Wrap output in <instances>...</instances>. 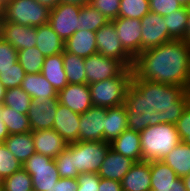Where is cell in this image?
Instances as JSON below:
<instances>
[{"instance_id": "obj_40", "label": "cell", "mask_w": 190, "mask_h": 191, "mask_svg": "<svg viewBox=\"0 0 190 191\" xmlns=\"http://www.w3.org/2000/svg\"><path fill=\"white\" fill-rule=\"evenodd\" d=\"M25 74V70L17 62L12 68L0 72V82L6 89L15 88L21 86Z\"/></svg>"}, {"instance_id": "obj_41", "label": "cell", "mask_w": 190, "mask_h": 191, "mask_svg": "<svg viewBox=\"0 0 190 191\" xmlns=\"http://www.w3.org/2000/svg\"><path fill=\"white\" fill-rule=\"evenodd\" d=\"M18 62V51L0 36V72Z\"/></svg>"}, {"instance_id": "obj_21", "label": "cell", "mask_w": 190, "mask_h": 191, "mask_svg": "<svg viewBox=\"0 0 190 191\" xmlns=\"http://www.w3.org/2000/svg\"><path fill=\"white\" fill-rule=\"evenodd\" d=\"M122 191H151L150 161L135 162L121 181Z\"/></svg>"}, {"instance_id": "obj_35", "label": "cell", "mask_w": 190, "mask_h": 191, "mask_svg": "<svg viewBox=\"0 0 190 191\" xmlns=\"http://www.w3.org/2000/svg\"><path fill=\"white\" fill-rule=\"evenodd\" d=\"M32 98L20 86L6 90L3 105L19 113L27 114Z\"/></svg>"}, {"instance_id": "obj_44", "label": "cell", "mask_w": 190, "mask_h": 191, "mask_svg": "<svg viewBox=\"0 0 190 191\" xmlns=\"http://www.w3.org/2000/svg\"><path fill=\"white\" fill-rule=\"evenodd\" d=\"M150 11L161 16H167L182 6L177 0H149Z\"/></svg>"}, {"instance_id": "obj_27", "label": "cell", "mask_w": 190, "mask_h": 191, "mask_svg": "<svg viewBox=\"0 0 190 191\" xmlns=\"http://www.w3.org/2000/svg\"><path fill=\"white\" fill-rule=\"evenodd\" d=\"M41 73L57 92L68 84L62 53L45 57Z\"/></svg>"}, {"instance_id": "obj_30", "label": "cell", "mask_w": 190, "mask_h": 191, "mask_svg": "<svg viewBox=\"0 0 190 191\" xmlns=\"http://www.w3.org/2000/svg\"><path fill=\"white\" fill-rule=\"evenodd\" d=\"M66 78L70 84H87L85 58L67 51L62 53Z\"/></svg>"}, {"instance_id": "obj_20", "label": "cell", "mask_w": 190, "mask_h": 191, "mask_svg": "<svg viewBox=\"0 0 190 191\" xmlns=\"http://www.w3.org/2000/svg\"><path fill=\"white\" fill-rule=\"evenodd\" d=\"M134 163L135 161L131 158L123 156L110 148L97 174L100 178L121 182Z\"/></svg>"}, {"instance_id": "obj_25", "label": "cell", "mask_w": 190, "mask_h": 191, "mask_svg": "<svg viewBox=\"0 0 190 191\" xmlns=\"http://www.w3.org/2000/svg\"><path fill=\"white\" fill-rule=\"evenodd\" d=\"M128 128L125 104L107 108L104 118V141L112 142Z\"/></svg>"}, {"instance_id": "obj_8", "label": "cell", "mask_w": 190, "mask_h": 191, "mask_svg": "<svg viewBox=\"0 0 190 191\" xmlns=\"http://www.w3.org/2000/svg\"><path fill=\"white\" fill-rule=\"evenodd\" d=\"M95 33L97 53L119 60L127 68L132 69L134 59L122 47L113 21H108Z\"/></svg>"}, {"instance_id": "obj_14", "label": "cell", "mask_w": 190, "mask_h": 191, "mask_svg": "<svg viewBox=\"0 0 190 191\" xmlns=\"http://www.w3.org/2000/svg\"><path fill=\"white\" fill-rule=\"evenodd\" d=\"M0 36L17 51L36 46V28L5 21L0 18Z\"/></svg>"}, {"instance_id": "obj_23", "label": "cell", "mask_w": 190, "mask_h": 191, "mask_svg": "<svg viewBox=\"0 0 190 191\" xmlns=\"http://www.w3.org/2000/svg\"><path fill=\"white\" fill-rule=\"evenodd\" d=\"M64 50L82 58L96 54V33L89 30H77L65 41Z\"/></svg>"}, {"instance_id": "obj_31", "label": "cell", "mask_w": 190, "mask_h": 191, "mask_svg": "<svg viewBox=\"0 0 190 191\" xmlns=\"http://www.w3.org/2000/svg\"><path fill=\"white\" fill-rule=\"evenodd\" d=\"M1 119L5 123L9 134H20L30 132L31 127L27 114L1 104Z\"/></svg>"}, {"instance_id": "obj_19", "label": "cell", "mask_w": 190, "mask_h": 191, "mask_svg": "<svg viewBox=\"0 0 190 191\" xmlns=\"http://www.w3.org/2000/svg\"><path fill=\"white\" fill-rule=\"evenodd\" d=\"M35 151L38 154L55 159L68 146L54 129L32 131Z\"/></svg>"}, {"instance_id": "obj_34", "label": "cell", "mask_w": 190, "mask_h": 191, "mask_svg": "<svg viewBox=\"0 0 190 191\" xmlns=\"http://www.w3.org/2000/svg\"><path fill=\"white\" fill-rule=\"evenodd\" d=\"M44 59V55L36 48V46L18 51V62L25 70L26 74L41 73Z\"/></svg>"}, {"instance_id": "obj_33", "label": "cell", "mask_w": 190, "mask_h": 191, "mask_svg": "<svg viewBox=\"0 0 190 191\" xmlns=\"http://www.w3.org/2000/svg\"><path fill=\"white\" fill-rule=\"evenodd\" d=\"M78 20L79 30H89L93 32L99 30L109 21L100 11L89 4L81 7Z\"/></svg>"}, {"instance_id": "obj_54", "label": "cell", "mask_w": 190, "mask_h": 191, "mask_svg": "<svg viewBox=\"0 0 190 191\" xmlns=\"http://www.w3.org/2000/svg\"><path fill=\"white\" fill-rule=\"evenodd\" d=\"M182 7H190V0H177Z\"/></svg>"}, {"instance_id": "obj_49", "label": "cell", "mask_w": 190, "mask_h": 191, "mask_svg": "<svg viewBox=\"0 0 190 191\" xmlns=\"http://www.w3.org/2000/svg\"><path fill=\"white\" fill-rule=\"evenodd\" d=\"M37 1L43 6L49 8L50 10L56 7L60 3V0H37Z\"/></svg>"}, {"instance_id": "obj_42", "label": "cell", "mask_w": 190, "mask_h": 191, "mask_svg": "<svg viewBox=\"0 0 190 191\" xmlns=\"http://www.w3.org/2000/svg\"><path fill=\"white\" fill-rule=\"evenodd\" d=\"M120 2L121 0H91L89 5L112 21L119 16Z\"/></svg>"}, {"instance_id": "obj_4", "label": "cell", "mask_w": 190, "mask_h": 191, "mask_svg": "<svg viewBox=\"0 0 190 191\" xmlns=\"http://www.w3.org/2000/svg\"><path fill=\"white\" fill-rule=\"evenodd\" d=\"M133 70L126 68L119 76L89 84L93 106L111 108L125 104Z\"/></svg>"}, {"instance_id": "obj_12", "label": "cell", "mask_w": 190, "mask_h": 191, "mask_svg": "<svg viewBox=\"0 0 190 191\" xmlns=\"http://www.w3.org/2000/svg\"><path fill=\"white\" fill-rule=\"evenodd\" d=\"M112 21L122 47L135 59L141 53V19L117 17Z\"/></svg>"}, {"instance_id": "obj_1", "label": "cell", "mask_w": 190, "mask_h": 191, "mask_svg": "<svg viewBox=\"0 0 190 191\" xmlns=\"http://www.w3.org/2000/svg\"><path fill=\"white\" fill-rule=\"evenodd\" d=\"M188 104L185 87L137 79L133 75L125 97L128 129L141 132L160 123L175 125Z\"/></svg>"}, {"instance_id": "obj_37", "label": "cell", "mask_w": 190, "mask_h": 191, "mask_svg": "<svg viewBox=\"0 0 190 191\" xmlns=\"http://www.w3.org/2000/svg\"><path fill=\"white\" fill-rule=\"evenodd\" d=\"M149 12V0H121L118 17L141 19Z\"/></svg>"}, {"instance_id": "obj_32", "label": "cell", "mask_w": 190, "mask_h": 191, "mask_svg": "<svg viewBox=\"0 0 190 191\" xmlns=\"http://www.w3.org/2000/svg\"><path fill=\"white\" fill-rule=\"evenodd\" d=\"M189 8L181 7L178 10L164 16V23L168 28L169 38L171 40H184L186 32V23L188 21Z\"/></svg>"}, {"instance_id": "obj_29", "label": "cell", "mask_w": 190, "mask_h": 191, "mask_svg": "<svg viewBox=\"0 0 190 191\" xmlns=\"http://www.w3.org/2000/svg\"><path fill=\"white\" fill-rule=\"evenodd\" d=\"M162 161L167 164L179 178L190 174V146L180 142Z\"/></svg>"}, {"instance_id": "obj_18", "label": "cell", "mask_w": 190, "mask_h": 191, "mask_svg": "<svg viewBox=\"0 0 190 191\" xmlns=\"http://www.w3.org/2000/svg\"><path fill=\"white\" fill-rule=\"evenodd\" d=\"M58 97H49L44 102L32 101L27 116L31 131L52 129Z\"/></svg>"}, {"instance_id": "obj_11", "label": "cell", "mask_w": 190, "mask_h": 191, "mask_svg": "<svg viewBox=\"0 0 190 191\" xmlns=\"http://www.w3.org/2000/svg\"><path fill=\"white\" fill-rule=\"evenodd\" d=\"M164 17L149 12L141 18V52L171 41Z\"/></svg>"}, {"instance_id": "obj_55", "label": "cell", "mask_w": 190, "mask_h": 191, "mask_svg": "<svg viewBox=\"0 0 190 191\" xmlns=\"http://www.w3.org/2000/svg\"><path fill=\"white\" fill-rule=\"evenodd\" d=\"M187 92H188V96H189V103H190V84H189V86H188Z\"/></svg>"}, {"instance_id": "obj_9", "label": "cell", "mask_w": 190, "mask_h": 191, "mask_svg": "<svg viewBox=\"0 0 190 191\" xmlns=\"http://www.w3.org/2000/svg\"><path fill=\"white\" fill-rule=\"evenodd\" d=\"M81 6L59 3L50 10L49 25L65 42L79 30V14Z\"/></svg>"}, {"instance_id": "obj_38", "label": "cell", "mask_w": 190, "mask_h": 191, "mask_svg": "<svg viewBox=\"0 0 190 191\" xmlns=\"http://www.w3.org/2000/svg\"><path fill=\"white\" fill-rule=\"evenodd\" d=\"M60 178H77L79 173L74 167V153L67 147L54 159Z\"/></svg>"}, {"instance_id": "obj_17", "label": "cell", "mask_w": 190, "mask_h": 191, "mask_svg": "<svg viewBox=\"0 0 190 191\" xmlns=\"http://www.w3.org/2000/svg\"><path fill=\"white\" fill-rule=\"evenodd\" d=\"M80 114L69 107L57 103L56 114L52 129H54L66 142H78Z\"/></svg>"}, {"instance_id": "obj_28", "label": "cell", "mask_w": 190, "mask_h": 191, "mask_svg": "<svg viewBox=\"0 0 190 191\" xmlns=\"http://www.w3.org/2000/svg\"><path fill=\"white\" fill-rule=\"evenodd\" d=\"M7 149L15 156V158L22 164L34 153V141L32 137V131L10 134L4 141Z\"/></svg>"}, {"instance_id": "obj_48", "label": "cell", "mask_w": 190, "mask_h": 191, "mask_svg": "<svg viewBox=\"0 0 190 191\" xmlns=\"http://www.w3.org/2000/svg\"><path fill=\"white\" fill-rule=\"evenodd\" d=\"M5 123L1 119V105H0V143H4L5 139L9 136Z\"/></svg>"}, {"instance_id": "obj_16", "label": "cell", "mask_w": 190, "mask_h": 191, "mask_svg": "<svg viewBox=\"0 0 190 191\" xmlns=\"http://www.w3.org/2000/svg\"><path fill=\"white\" fill-rule=\"evenodd\" d=\"M58 103L69 107L77 114H83L93 106L88 84L68 83L58 92Z\"/></svg>"}, {"instance_id": "obj_50", "label": "cell", "mask_w": 190, "mask_h": 191, "mask_svg": "<svg viewBox=\"0 0 190 191\" xmlns=\"http://www.w3.org/2000/svg\"><path fill=\"white\" fill-rule=\"evenodd\" d=\"M91 0H60V3H67V4H76L79 6H84L90 4Z\"/></svg>"}, {"instance_id": "obj_53", "label": "cell", "mask_w": 190, "mask_h": 191, "mask_svg": "<svg viewBox=\"0 0 190 191\" xmlns=\"http://www.w3.org/2000/svg\"><path fill=\"white\" fill-rule=\"evenodd\" d=\"M182 180L184 182V185L186 187L187 191H190V174L187 176L182 177Z\"/></svg>"}, {"instance_id": "obj_46", "label": "cell", "mask_w": 190, "mask_h": 191, "mask_svg": "<svg viewBox=\"0 0 190 191\" xmlns=\"http://www.w3.org/2000/svg\"><path fill=\"white\" fill-rule=\"evenodd\" d=\"M78 187L76 178H60L49 191H77Z\"/></svg>"}, {"instance_id": "obj_13", "label": "cell", "mask_w": 190, "mask_h": 191, "mask_svg": "<svg viewBox=\"0 0 190 191\" xmlns=\"http://www.w3.org/2000/svg\"><path fill=\"white\" fill-rule=\"evenodd\" d=\"M107 108L92 106L80 115L78 141H104Z\"/></svg>"}, {"instance_id": "obj_56", "label": "cell", "mask_w": 190, "mask_h": 191, "mask_svg": "<svg viewBox=\"0 0 190 191\" xmlns=\"http://www.w3.org/2000/svg\"><path fill=\"white\" fill-rule=\"evenodd\" d=\"M4 3V0H0V6L2 7Z\"/></svg>"}, {"instance_id": "obj_3", "label": "cell", "mask_w": 190, "mask_h": 191, "mask_svg": "<svg viewBox=\"0 0 190 191\" xmlns=\"http://www.w3.org/2000/svg\"><path fill=\"white\" fill-rule=\"evenodd\" d=\"M142 161H161L181 140L176 126L160 123L139 132Z\"/></svg>"}, {"instance_id": "obj_26", "label": "cell", "mask_w": 190, "mask_h": 191, "mask_svg": "<svg viewBox=\"0 0 190 191\" xmlns=\"http://www.w3.org/2000/svg\"><path fill=\"white\" fill-rule=\"evenodd\" d=\"M36 48L44 57L63 53L65 42L51 28L49 23L36 27Z\"/></svg>"}, {"instance_id": "obj_7", "label": "cell", "mask_w": 190, "mask_h": 191, "mask_svg": "<svg viewBox=\"0 0 190 191\" xmlns=\"http://www.w3.org/2000/svg\"><path fill=\"white\" fill-rule=\"evenodd\" d=\"M22 167L31 176L34 191H49L60 179L54 159L43 154L34 153Z\"/></svg>"}, {"instance_id": "obj_43", "label": "cell", "mask_w": 190, "mask_h": 191, "mask_svg": "<svg viewBox=\"0 0 190 191\" xmlns=\"http://www.w3.org/2000/svg\"><path fill=\"white\" fill-rule=\"evenodd\" d=\"M175 126L181 142L190 146V103L184 109Z\"/></svg>"}, {"instance_id": "obj_24", "label": "cell", "mask_w": 190, "mask_h": 191, "mask_svg": "<svg viewBox=\"0 0 190 191\" xmlns=\"http://www.w3.org/2000/svg\"><path fill=\"white\" fill-rule=\"evenodd\" d=\"M110 148L135 162L142 161L140 134L137 131L127 128L119 137L110 142Z\"/></svg>"}, {"instance_id": "obj_10", "label": "cell", "mask_w": 190, "mask_h": 191, "mask_svg": "<svg viewBox=\"0 0 190 191\" xmlns=\"http://www.w3.org/2000/svg\"><path fill=\"white\" fill-rule=\"evenodd\" d=\"M127 67L119 60L96 53L85 58L87 84L119 76Z\"/></svg>"}, {"instance_id": "obj_15", "label": "cell", "mask_w": 190, "mask_h": 191, "mask_svg": "<svg viewBox=\"0 0 190 191\" xmlns=\"http://www.w3.org/2000/svg\"><path fill=\"white\" fill-rule=\"evenodd\" d=\"M151 191H187L182 178L162 160L150 161Z\"/></svg>"}, {"instance_id": "obj_45", "label": "cell", "mask_w": 190, "mask_h": 191, "mask_svg": "<svg viewBox=\"0 0 190 191\" xmlns=\"http://www.w3.org/2000/svg\"><path fill=\"white\" fill-rule=\"evenodd\" d=\"M76 179L79 185L77 191H99L100 177L97 173H82Z\"/></svg>"}, {"instance_id": "obj_39", "label": "cell", "mask_w": 190, "mask_h": 191, "mask_svg": "<svg viewBox=\"0 0 190 191\" xmlns=\"http://www.w3.org/2000/svg\"><path fill=\"white\" fill-rule=\"evenodd\" d=\"M21 168L22 163L15 158L4 143H0V181L10 177Z\"/></svg>"}, {"instance_id": "obj_22", "label": "cell", "mask_w": 190, "mask_h": 191, "mask_svg": "<svg viewBox=\"0 0 190 191\" xmlns=\"http://www.w3.org/2000/svg\"><path fill=\"white\" fill-rule=\"evenodd\" d=\"M32 101L44 102L49 97H58V92L42 73L25 74L20 86Z\"/></svg>"}, {"instance_id": "obj_51", "label": "cell", "mask_w": 190, "mask_h": 191, "mask_svg": "<svg viewBox=\"0 0 190 191\" xmlns=\"http://www.w3.org/2000/svg\"><path fill=\"white\" fill-rule=\"evenodd\" d=\"M184 41L190 45V7L188 12V21L186 23V32Z\"/></svg>"}, {"instance_id": "obj_47", "label": "cell", "mask_w": 190, "mask_h": 191, "mask_svg": "<svg viewBox=\"0 0 190 191\" xmlns=\"http://www.w3.org/2000/svg\"><path fill=\"white\" fill-rule=\"evenodd\" d=\"M99 191H122L121 182L100 178Z\"/></svg>"}, {"instance_id": "obj_5", "label": "cell", "mask_w": 190, "mask_h": 191, "mask_svg": "<svg viewBox=\"0 0 190 191\" xmlns=\"http://www.w3.org/2000/svg\"><path fill=\"white\" fill-rule=\"evenodd\" d=\"M1 17L7 22L36 28L48 23L50 9L37 0H4Z\"/></svg>"}, {"instance_id": "obj_52", "label": "cell", "mask_w": 190, "mask_h": 191, "mask_svg": "<svg viewBox=\"0 0 190 191\" xmlns=\"http://www.w3.org/2000/svg\"><path fill=\"white\" fill-rule=\"evenodd\" d=\"M6 88L1 84L0 82V105L3 103L4 101V96H5V93H6Z\"/></svg>"}, {"instance_id": "obj_2", "label": "cell", "mask_w": 190, "mask_h": 191, "mask_svg": "<svg viewBox=\"0 0 190 191\" xmlns=\"http://www.w3.org/2000/svg\"><path fill=\"white\" fill-rule=\"evenodd\" d=\"M137 79L181 86L190 84V45L184 40H171L142 51L133 63Z\"/></svg>"}, {"instance_id": "obj_36", "label": "cell", "mask_w": 190, "mask_h": 191, "mask_svg": "<svg viewBox=\"0 0 190 191\" xmlns=\"http://www.w3.org/2000/svg\"><path fill=\"white\" fill-rule=\"evenodd\" d=\"M2 191H32L33 183L31 176L22 167L10 177L1 181Z\"/></svg>"}, {"instance_id": "obj_6", "label": "cell", "mask_w": 190, "mask_h": 191, "mask_svg": "<svg viewBox=\"0 0 190 191\" xmlns=\"http://www.w3.org/2000/svg\"><path fill=\"white\" fill-rule=\"evenodd\" d=\"M74 153V167L79 174L98 173L110 143L105 141H78L67 146Z\"/></svg>"}]
</instances>
